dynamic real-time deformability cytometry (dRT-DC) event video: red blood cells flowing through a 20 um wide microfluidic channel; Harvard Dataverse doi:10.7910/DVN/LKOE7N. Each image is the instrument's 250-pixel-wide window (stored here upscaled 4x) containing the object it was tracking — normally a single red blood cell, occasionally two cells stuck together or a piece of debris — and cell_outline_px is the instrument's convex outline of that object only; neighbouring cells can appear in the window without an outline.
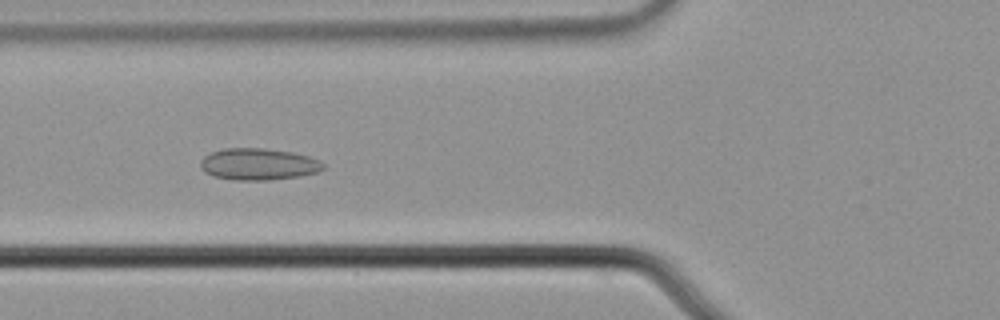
{"species": "common noctule bat (a hibernating species)", "species_latin": "Nyctalus noctula", "temperature_condition": "cold", "stored_images_in_passage": 6, "camera_frame_rate_fps": 3000, "um_per_image_px": 0.085, "animal": {"sex": "male", "body_mass_g": 21.5, "forearm_length_mm": 52.0}, "frame": {"image": 1, "passage_image": 5, "time_ms": 1.333, "image_size_px": [1000, 320], "cell_outline_px": [[324, 168], [320, 172], [300, 176], [268, 180], [236, 180], [212, 176], [204, 172], [200, 168], [200, 160], [204, 156], [212, 152], [224, 148], [264, 148], [292, 152], [308, 156], [320, 160], [324, 164]], "centroid_in_image_um": [21.96, 13.96], "position_along_channel_um": 103.8, "area_um2": 22.89}}
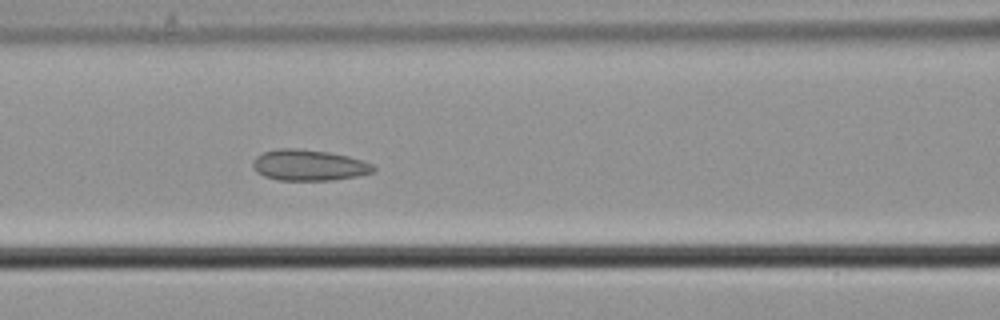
{"frame": {"image": 2, "passage_image": 6, "time_ms": 1.667, "image_size_px": [1000, 320], "cell_outline_px": [[376, 168], [372, 172], [356, 176], [332, 180], [276, 180], [264, 176], [256, 172], [252, 168], [252, 160], [256, 156], [264, 152], [276, 148], [300, 148], [328, 152], [348, 156], [372, 164]], "centroid_in_image_um": [26.19, 14.03], "position_along_channel_um": 140.4, "area_um2": 21.85}}